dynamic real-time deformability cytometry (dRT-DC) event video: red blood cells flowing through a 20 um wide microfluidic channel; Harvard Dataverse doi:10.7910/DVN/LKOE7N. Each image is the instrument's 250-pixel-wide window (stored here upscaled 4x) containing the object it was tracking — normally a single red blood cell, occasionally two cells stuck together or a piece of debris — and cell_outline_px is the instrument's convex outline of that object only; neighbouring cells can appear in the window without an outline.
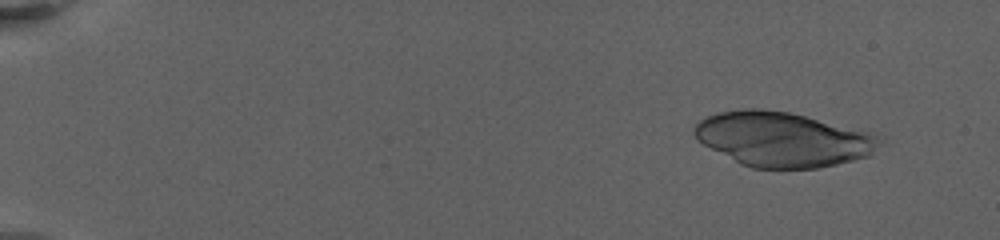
{"species": "human", "species_latin": "Homo sapiens", "temperature_condition": "warm", "stored_images_in_passage": 36, "camera_frame_rate_fps": 3000, "um_per_image_px": 0.085, "donor": {"sex": "female"}, "frame": {"image": 1, "passage_image": 7, "time_ms": 2.0, "image_size_px": [1000, 240], "cell_outline_px": [[876, 144], [868, 156], [836, 164], [816, 168], [752, 168], [740, 164], [704, 144], [692, 132], [692, 128], [700, 120], [716, 112], [744, 108], [760, 108], [788, 112], [804, 116], [860, 132], [872, 136]], "centroid_in_image_um": [66.34, 11.84], "position_along_channel_um": 18.7, "area_um2": 57.16}}